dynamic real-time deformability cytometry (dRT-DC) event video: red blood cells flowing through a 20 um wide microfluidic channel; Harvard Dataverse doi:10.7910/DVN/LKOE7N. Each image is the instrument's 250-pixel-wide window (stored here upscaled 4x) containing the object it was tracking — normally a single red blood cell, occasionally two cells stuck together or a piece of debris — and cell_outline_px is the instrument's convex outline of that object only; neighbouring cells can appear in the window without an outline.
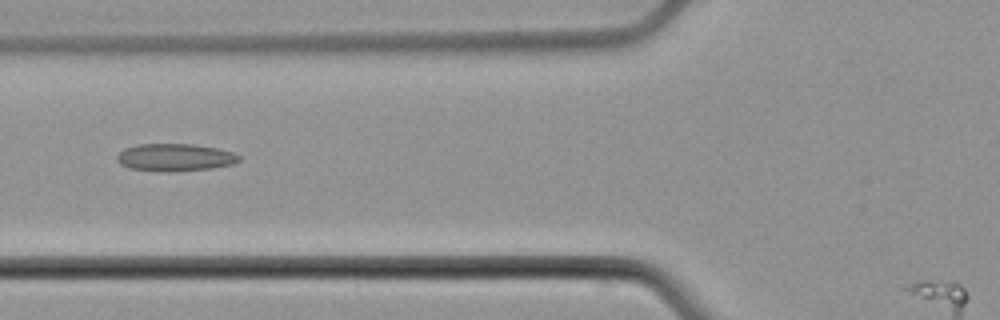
{"species": "common noctule bat (a hibernating species)", "species_latin": "Nyctalus noctula", "temperature_condition": "cold", "stored_images_in_passage": 5, "camera_frame_rate_fps": 3000, "um_per_image_px": 0.085, "animal": {"sex": "male", "body_mass_g": 21.5, "forearm_length_mm": 52.0}, "frame": {"image": 1, "passage_image": 5, "time_ms": 6.0, "image_size_px": [1000, 320], "cell_outline_px": [[240, 160], [232, 164], [212, 168], [172, 172], [168, 172], [128, 168], [120, 164], [116, 160], [116, 156], [124, 148], [136, 144], [192, 144], [216, 148], [232, 152], [240, 156]], "centroid_in_image_um": [14.83, 13.38], "position_along_channel_um": 111.0, "area_um2": 19.59}}